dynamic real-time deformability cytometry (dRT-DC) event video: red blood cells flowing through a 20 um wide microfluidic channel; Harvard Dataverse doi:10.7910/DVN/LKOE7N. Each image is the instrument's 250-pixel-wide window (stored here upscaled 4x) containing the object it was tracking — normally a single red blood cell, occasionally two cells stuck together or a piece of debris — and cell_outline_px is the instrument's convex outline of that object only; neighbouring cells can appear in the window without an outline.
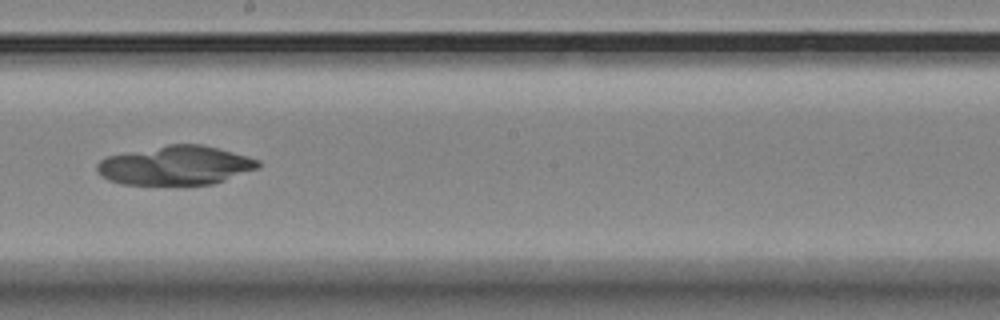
{"species": "Egyptian fruit bat (a non-hibernating species)", "species_latin": "Rousettus aegyptiacus", "temperature_condition": "room temperature", "stored_images_in_passage": 55, "camera_frame_rate_fps": 3000, "um_per_image_px": 0.085, "animal": {"sex": "female"}, "frame": {"image": 1, "passage_image": 31, "time_ms": 10.0, "image_size_px": [1000, 320], "cell_outline_px": [[260, 164], [256, 168], [224, 180], [212, 184], [120, 184], [108, 180], [100, 176], [96, 172], [96, 164], [100, 160], [108, 156], [168, 144], [200, 144], [248, 156], [260, 160]], "centroid_in_image_um": [14.87, 14.06], "position_along_channel_um": 233.3, "area_um2": 36.36}}
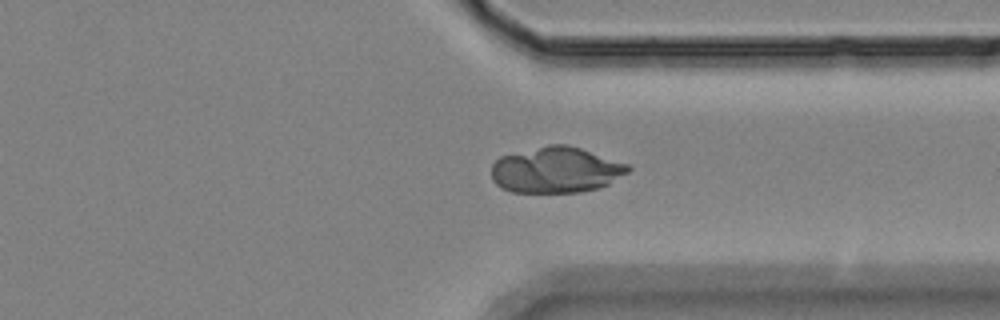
{"frame": {"image": 2, "passage_image": 42, "time_ms": 13.667, "image_size_px": [1000, 320], "cell_outline_px": [[632, 168], [628, 172], [608, 184], [600, 188], [580, 192], [512, 192], [500, 188], [492, 180], [492, 164], [500, 156], [548, 144], [568, 144], [628, 164]], "centroid_in_image_um": [47.24, 14.44], "position_along_channel_um": 364.2, "area_um2": 36.65}}
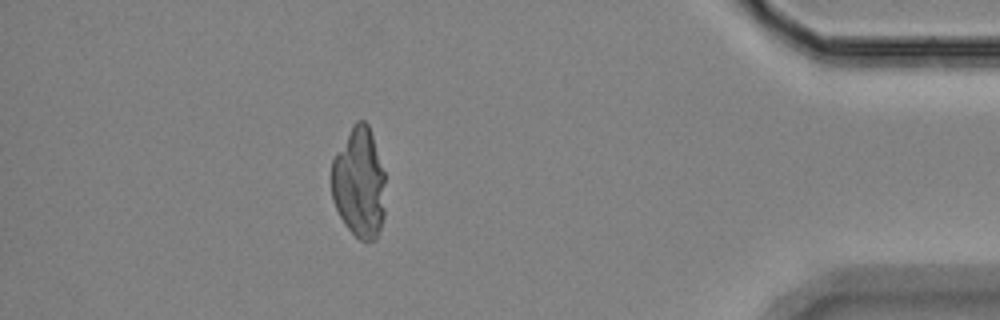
{"frame": {"image": 3, "passage_image": 49, "time_ms": 16.0, "image_size_px": [1000, 320], "cell_outline_px": [[384, 216], [376, 240], [360, 240], [344, 224], [332, 200], [332, 160], [336, 152], [356, 120], [364, 120], [368, 124], [384, 172]], "centroid_in_image_um": [30.52, 15.55], "position_along_channel_um": 404.7, "area_um2": 34.39}}